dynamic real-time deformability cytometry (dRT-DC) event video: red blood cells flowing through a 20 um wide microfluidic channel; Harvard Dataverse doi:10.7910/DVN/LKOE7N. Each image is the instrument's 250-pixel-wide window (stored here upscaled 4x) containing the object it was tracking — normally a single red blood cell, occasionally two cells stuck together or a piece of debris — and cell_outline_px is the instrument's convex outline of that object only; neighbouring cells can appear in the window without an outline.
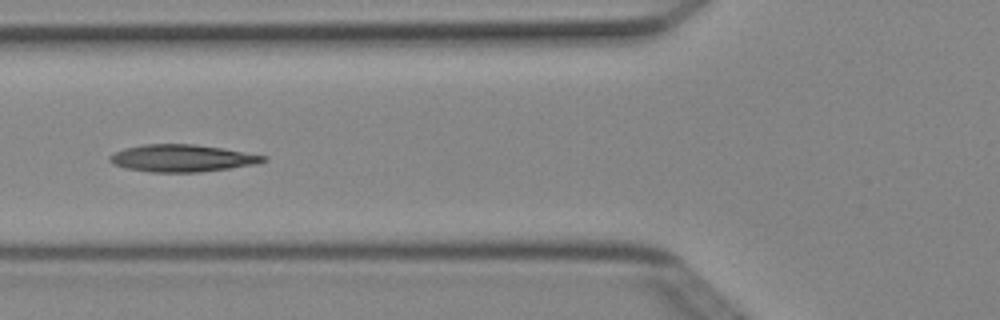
{"species": "Egyptian fruit bat (a non-hibernating species)", "species_latin": "Rousettus aegyptiacus", "temperature_condition": "cold", "stored_images_in_passage": 7, "camera_frame_rate_fps": 3000, "um_per_image_px": 0.085, "animal": {"sex": "female"}, "frame": {"image": 1, "passage_image": 6, "time_ms": 1.667, "image_size_px": [1000, 320], "cell_outline_px": [[268, 160], [256, 164], [200, 172], [152, 172], [124, 168], [112, 164], [108, 160], [108, 156], [124, 148], [144, 144], [192, 144], [224, 148], [268, 156]], "centroid_in_image_um": [15.47, 13.44], "position_along_channel_um": 110.3, "area_um2": 24.45}}
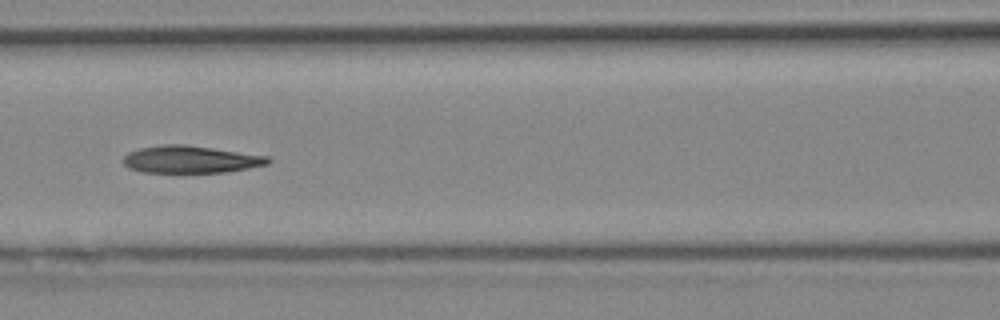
{"frame": {"image": 2, "passage_image": 7, "time_ms": 2.0, "image_size_px": [1000, 320], "cell_outline_px": [[272, 160], [268, 164], [248, 168], [224, 172], [176, 176], [140, 172], [128, 168], [124, 164], [124, 156], [128, 152], [140, 148], [164, 144], [184, 144], [272, 156]], "centroid_in_image_um": [16.18, 13.6], "position_along_channel_um": 150.4, "area_um2": 24.33}}